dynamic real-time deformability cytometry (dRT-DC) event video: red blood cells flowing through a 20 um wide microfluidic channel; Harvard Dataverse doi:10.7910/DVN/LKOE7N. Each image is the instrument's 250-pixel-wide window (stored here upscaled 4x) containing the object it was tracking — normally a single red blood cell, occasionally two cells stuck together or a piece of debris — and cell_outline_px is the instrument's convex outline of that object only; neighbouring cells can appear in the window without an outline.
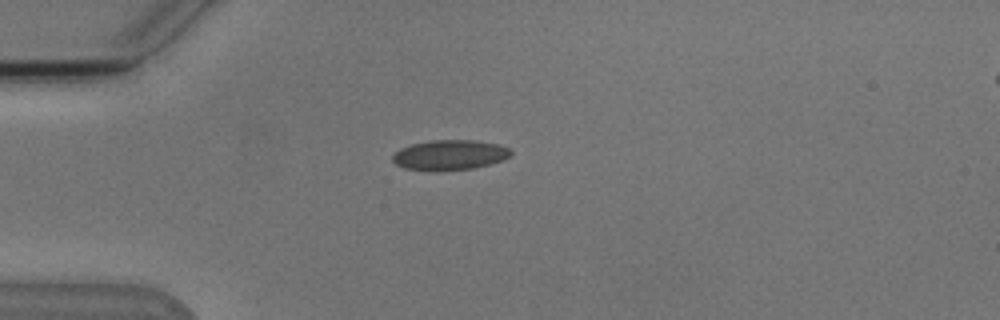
{"species": "Egyptian fruit bat (a non-hibernating species)", "species_latin": "Rousettus aegyptiacus", "temperature_condition": "cold", "stored_images_in_passage": 5, "camera_frame_rate_fps": 3000, "um_per_image_px": 0.085, "animal": {"sex": "male"}, "frame": {"image": 1, "passage_image": 5, "time_ms": 4.667, "image_size_px": [1000, 320], "cell_outline_px": [[512, 156], [504, 160], [476, 168], [404, 168], [396, 164], [392, 160], [392, 156], [400, 148], [412, 144], [428, 140], [476, 140], [500, 144], [508, 148], [512, 152]], "centroid_in_image_um": [38.3, 13.12], "position_along_channel_um": 46.7, "area_um2": 20.17}}